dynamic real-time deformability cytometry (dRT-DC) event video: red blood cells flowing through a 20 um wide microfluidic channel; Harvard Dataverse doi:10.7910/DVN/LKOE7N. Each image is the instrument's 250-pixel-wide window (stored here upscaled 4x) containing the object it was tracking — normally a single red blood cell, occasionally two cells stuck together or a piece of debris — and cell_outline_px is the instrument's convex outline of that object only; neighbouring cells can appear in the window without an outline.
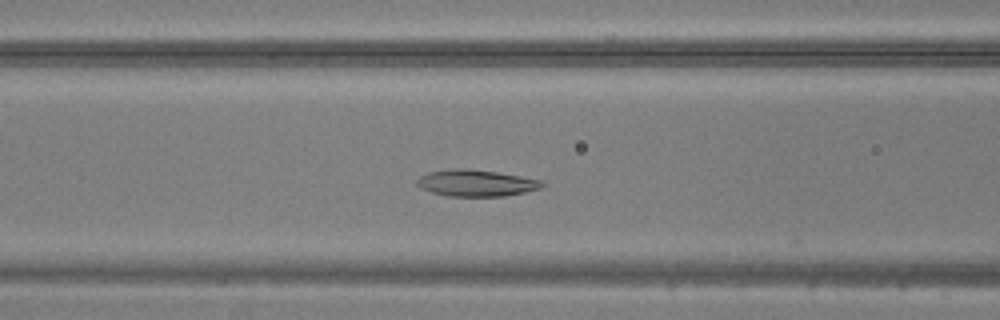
{"species": "common noctule bat (a hibernating species)", "species_latin": "Nyctalus noctula", "temperature_condition": "warm", "stored_images_in_passage": 47, "camera_frame_rate_fps": 3000, "um_per_image_px": 0.085, "animal": {"sex": "male", "body_mass_g": 20.5, "forearm_length_mm": 52.5}, "frame": {"image": 1, "passage_image": 17, "time_ms": 5.333, "image_size_px": [1000, 320], "cell_outline_px": [[544, 188], [504, 196], [448, 196], [432, 192], [420, 188], [416, 184], [416, 180], [420, 176], [428, 172], [456, 168], [464, 168], [496, 172], [544, 180]], "centroid_in_image_um": [40.48, 15.56], "position_along_channel_um": 126.1, "area_um2": 19.42}}
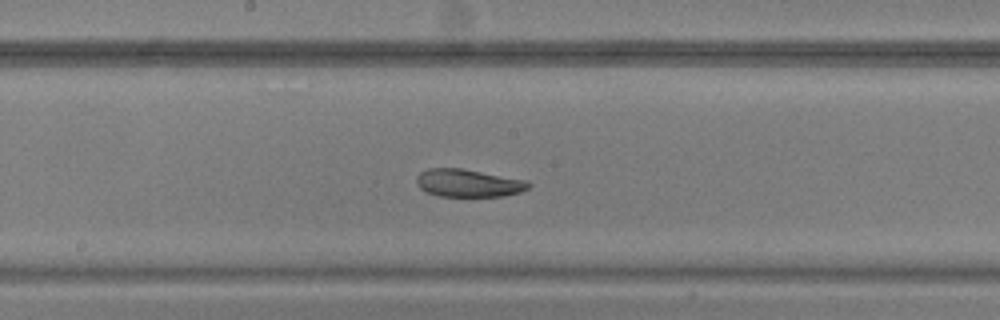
{"frame": {"image": 2, "passage_image": 23, "time_ms": 7.333, "image_size_px": [1000, 320], "cell_outline_px": [[532, 184], [528, 188], [520, 192], [504, 196], [436, 196], [424, 192], [416, 184], [416, 176], [420, 172], [428, 168], [460, 168], [528, 180]], "centroid_in_image_um": [39.78, 15.56], "position_along_channel_um": 208.4, "area_um2": 18.32}}
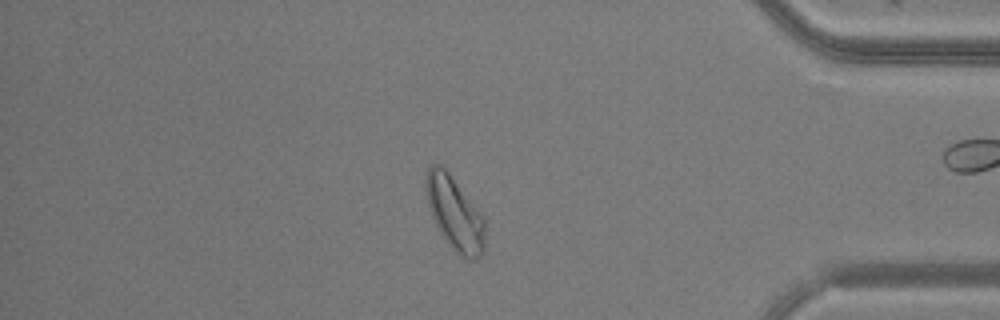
{"frame": {"image": 3, "passage_image": 39, "time_ms": 12.667, "image_size_px": [1000, 320], "cell_outline_px": [[484, 252], [476, 260], [468, 260], [456, 252], [448, 244], [440, 232], [432, 216], [428, 204], [424, 188], [424, 180], [428, 168], [432, 164], [440, 164], [448, 172], [480, 212], [484, 220]], "centroid_in_image_um": [38.63, 18.15], "position_along_channel_um": 396.6, "area_um2": 25.14}}